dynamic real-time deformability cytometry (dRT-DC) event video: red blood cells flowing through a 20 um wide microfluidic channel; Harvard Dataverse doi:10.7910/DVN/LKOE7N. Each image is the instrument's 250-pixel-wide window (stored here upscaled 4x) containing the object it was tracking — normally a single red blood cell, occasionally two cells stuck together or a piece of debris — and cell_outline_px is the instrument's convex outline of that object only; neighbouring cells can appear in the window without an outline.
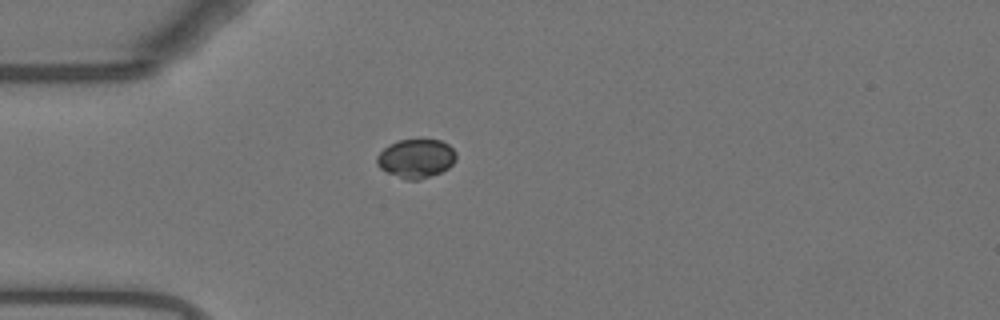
{"species": "Egyptian fruit bat (a non-hibernating species)", "species_latin": "Rousettus aegyptiacus", "temperature_condition": "warm", "stored_images_in_passage": 41, "camera_frame_rate_fps": 3000, "um_per_image_px": 0.085, "animal": {"sex": "female"}, "frame": {"image": 1, "passage_image": 1, "time_ms": 0.0, "image_size_px": [1000, 320], "cell_outline_px": [[456, 160], [448, 168], [440, 172], [420, 180], [404, 180], [380, 168], [376, 164], [376, 156], [388, 144], [400, 140], [440, 140], [448, 144], [456, 152]], "centroid_in_image_um": [35.35, 13.48], "position_along_channel_um": 49.6, "area_um2": 17.98}}
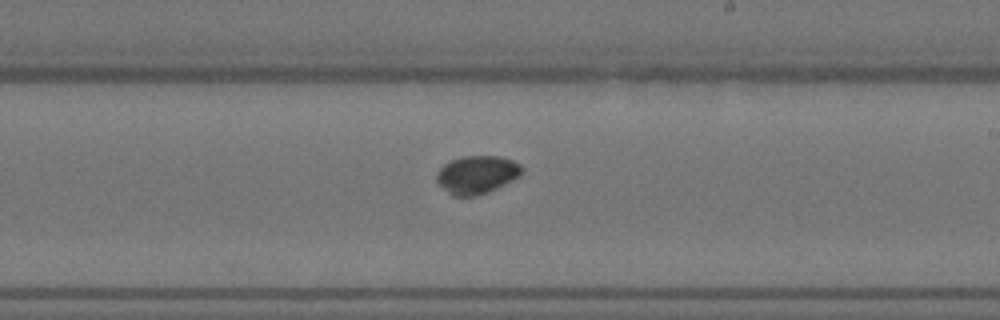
{"frame": {"image": 2, "passage_image": 18, "time_ms": 5.667, "image_size_px": [1000, 320], "cell_outline_px": [[524, 168], [520, 176], [488, 192], [476, 196], [452, 196], [436, 180], [436, 172], [444, 164], [452, 160], [464, 156], [500, 156], [512, 160], [520, 164]], "centroid_in_image_um": [40.54, 14.84], "position_along_channel_um": 248.5, "area_um2": 18.84}}
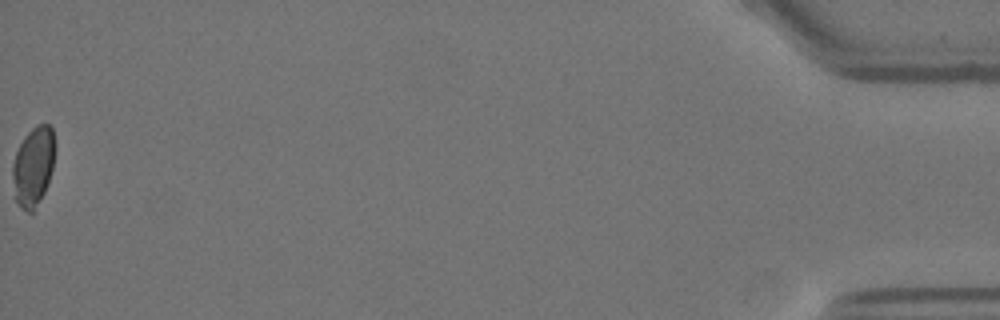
{"frame": {"image": 3, "passage_image": 41, "time_ms": 13.333, "image_size_px": [1000, 320], "cell_outline_px": [[56, 148], [52, 168], [44, 192], [32, 212], [28, 212], [20, 208], [16, 200], [12, 176], [12, 164], [16, 152], [24, 136], [36, 124], [48, 124], [52, 128], [56, 144]], "centroid_in_image_um": [2.84, 14.09], "position_along_channel_um": 432.4, "area_um2": 19.59}}